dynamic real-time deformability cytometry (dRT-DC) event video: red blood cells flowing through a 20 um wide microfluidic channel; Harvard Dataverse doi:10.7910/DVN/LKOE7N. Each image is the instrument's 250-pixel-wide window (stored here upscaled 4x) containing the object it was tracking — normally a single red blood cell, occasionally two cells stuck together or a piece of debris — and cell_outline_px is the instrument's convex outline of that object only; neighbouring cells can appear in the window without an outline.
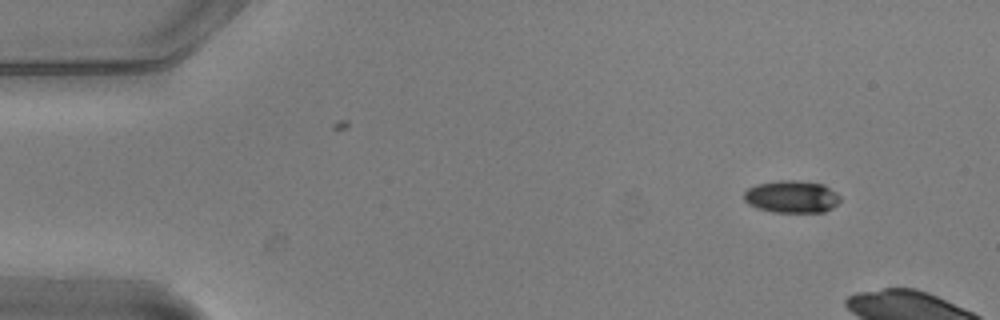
{"species": "common noctule bat (a hibernating species)", "species_latin": "Nyctalus noctula", "temperature_condition": "warm", "stored_images_in_passage": 3, "camera_frame_rate_fps": 3000, "um_per_image_px": 0.085, "animal": {"sex": "male", "body_mass_g": 20.5, "forearm_length_mm": 52.5}, "frame": {"image": 1, "passage_image": 1, "time_ms": 0.0, "image_size_px": [1000, 320], "cell_outline_px": [[840, 200], [832, 208], [824, 212], [772, 212], [756, 208], [748, 204], [744, 200], [744, 192], [748, 188], [756, 184], [780, 180], [800, 180], [824, 184], [836, 192], [840, 196]], "centroid_in_image_um": [67.29, 16.71], "position_along_channel_um": 17.7, "area_um2": 18.32}}